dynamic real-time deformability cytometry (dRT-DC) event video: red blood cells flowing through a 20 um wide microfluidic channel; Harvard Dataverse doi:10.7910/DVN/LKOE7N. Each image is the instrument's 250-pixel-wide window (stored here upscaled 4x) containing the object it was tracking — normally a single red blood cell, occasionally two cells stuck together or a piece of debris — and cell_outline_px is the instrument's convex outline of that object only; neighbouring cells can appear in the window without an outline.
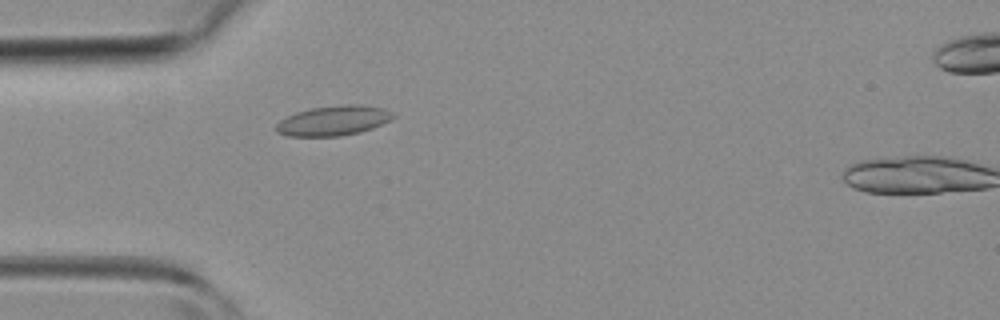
{"species": "common noctule bat (a hibernating species)", "species_latin": "Nyctalus noctula", "temperature_condition": "room temperature", "stored_images_in_passage": 2, "camera_frame_rate_fps": 3000, "um_per_image_px": 0.085, "animal": {"sex": "female", "body_mass_g": 19.3, "forearm_length_mm": 54.1}, "frame": {"image": 1, "passage_image": 1, "time_ms": 0.0, "image_size_px": [1000, 320], "cell_outline_px": [[396, 116], [372, 128], [360, 132], [340, 136], [288, 136], [276, 132], [276, 124], [280, 120], [296, 112], [312, 108], [344, 104], [360, 104], [384, 108], [392, 112]], "centroid_in_image_um": [28.33, 10.25], "position_along_channel_um": 56.7, "area_um2": 20.29}}